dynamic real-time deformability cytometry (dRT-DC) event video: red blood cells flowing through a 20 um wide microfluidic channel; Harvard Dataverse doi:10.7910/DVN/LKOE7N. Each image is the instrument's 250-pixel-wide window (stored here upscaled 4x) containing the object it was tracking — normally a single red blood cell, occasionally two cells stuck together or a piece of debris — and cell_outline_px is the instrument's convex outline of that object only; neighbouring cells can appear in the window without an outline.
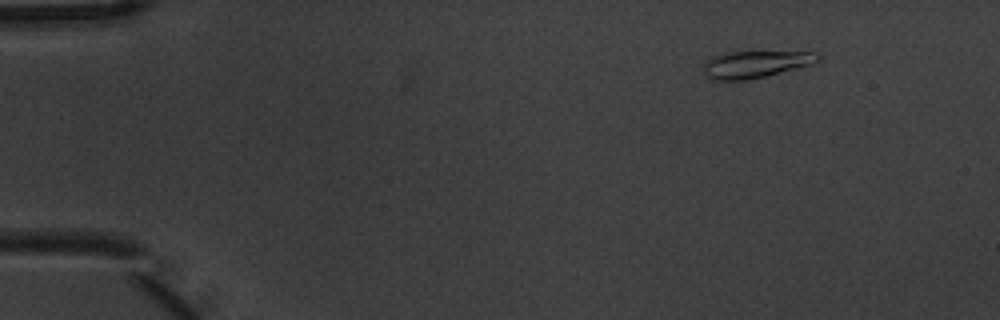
{"species": "common noctule bat (a hibernating species)", "species_latin": "Nyctalus noctula", "temperature_condition": "warm", "stored_images_in_passage": 4, "camera_frame_rate_fps": 3000, "um_per_image_px": 0.085, "animal": {"sex": "male", "body_mass_g": 20.1, "forearm_length_mm": 53.5}, "frame": {"image": 1, "passage_image": 1, "time_ms": 0.0, "image_size_px": [1000, 320], "cell_outline_px": [[820, 56], [812, 64], [748, 80], [712, 80], [704, 72], [704, 64], [712, 56], [728, 52], [812, 52]], "centroid_in_image_um": [64.16, 5.46], "position_along_channel_um": 20.8, "area_um2": 17.57}}